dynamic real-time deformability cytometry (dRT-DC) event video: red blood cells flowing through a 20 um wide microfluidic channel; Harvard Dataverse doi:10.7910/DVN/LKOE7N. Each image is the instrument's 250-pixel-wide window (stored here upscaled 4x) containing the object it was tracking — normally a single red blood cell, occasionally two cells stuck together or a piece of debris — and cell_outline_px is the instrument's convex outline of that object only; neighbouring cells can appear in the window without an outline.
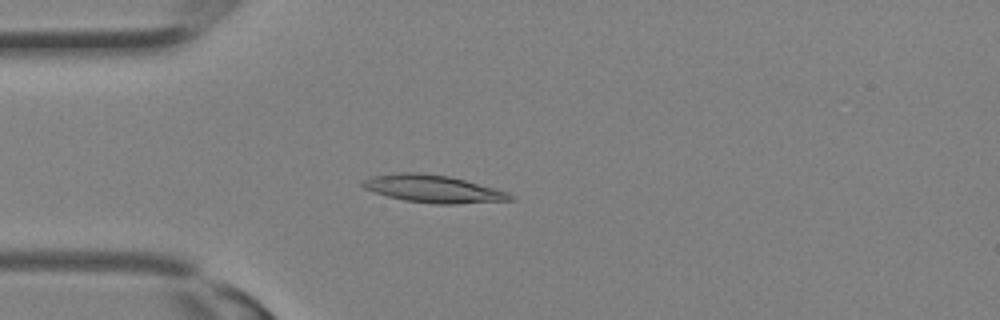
{"species": "Egyptian fruit bat (a non-hibernating species)", "species_latin": "Rousettus aegyptiacus", "temperature_condition": "room temperature", "stored_images_in_passage": 12, "camera_frame_rate_fps": 3000, "um_per_image_px": 0.085, "animal": {"sex": "female"}, "frame": {"image": 1, "passage_image": 9, "time_ms": 2.667, "image_size_px": [1000, 320], "cell_outline_px": [[516, 200], [456, 204], [436, 204], [404, 200], [388, 196], [364, 188], [360, 184], [360, 180], [368, 176], [392, 172], [416, 172], [448, 176], [464, 180], [508, 192], [516, 196]], "centroid_in_image_um": [36.78, 16.04], "position_along_channel_um": 48.2, "area_um2": 23.87}}
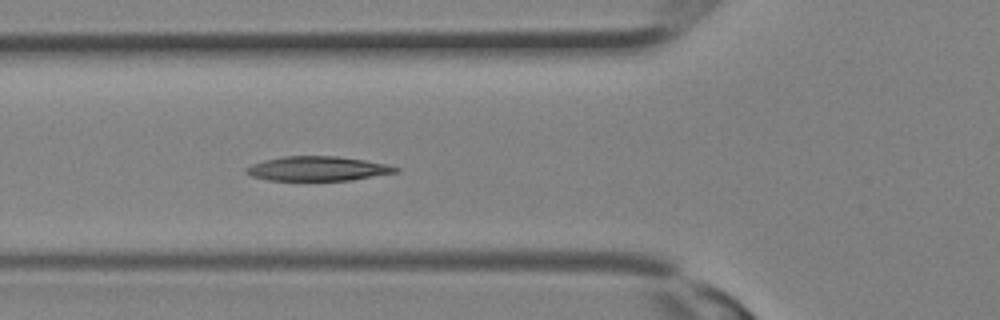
{"frame": {"image": 2, "passage_image": 12, "time_ms": 3.667, "image_size_px": [1000, 320], "cell_outline_px": [[400, 172], [352, 180], [268, 180], [252, 176], [244, 172], [244, 168], [252, 164], [264, 160], [284, 156], [340, 156], [364, 160], [384, 164], [400, 168]], "centroid_in_image_um": [27.0, 14.33], "position_along_channel_um": 98.8, "area_um2": 21.33}}